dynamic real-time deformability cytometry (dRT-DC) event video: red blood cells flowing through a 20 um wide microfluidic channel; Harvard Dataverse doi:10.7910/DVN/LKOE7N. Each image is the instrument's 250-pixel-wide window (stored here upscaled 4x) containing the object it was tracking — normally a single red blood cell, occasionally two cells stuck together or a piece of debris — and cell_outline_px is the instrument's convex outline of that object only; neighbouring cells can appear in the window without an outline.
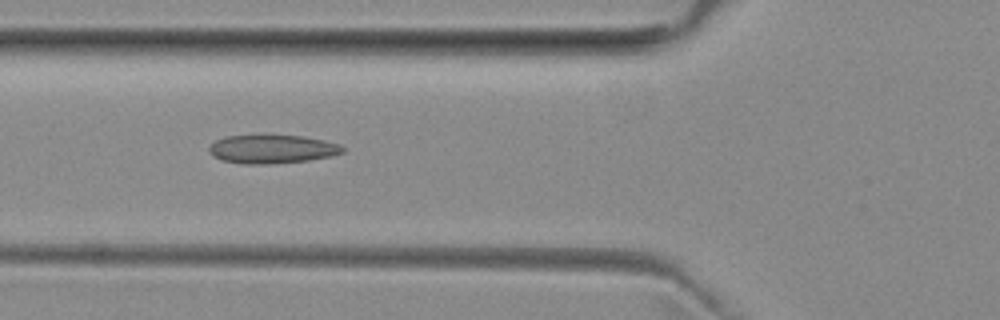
{"species": "common noctule bat (a hibernating species)", "species_latin": "Nyctalus noctula", "temperature_condition": "room temperature", "stored_images_in_passage": 49, "camera_frame_rate_fps": 3000, "um_per_image_px": 0.085, "animal": {"sex": "female", "body_mass_g": 29.2, "forearm_length_mm": 56.3}, "frame": {"image": 1, "passage_image": 16, "time_ms": 5.0, "image_size_px": [1000, 320], "cell_outline_px": [[344, 152], [332, 156], [308, 160], [272, 164], [240, 164], [224, 160], [212, 156], [208, 152], [208, 148], [216, 140], [224, 136], [300, 136], [324, 140], [340, 144], [344, 148]], "centroid_in_image_um": [23.13, 12.69], "position_along_channel_um": 102.7, "area_um2": 22.14}}
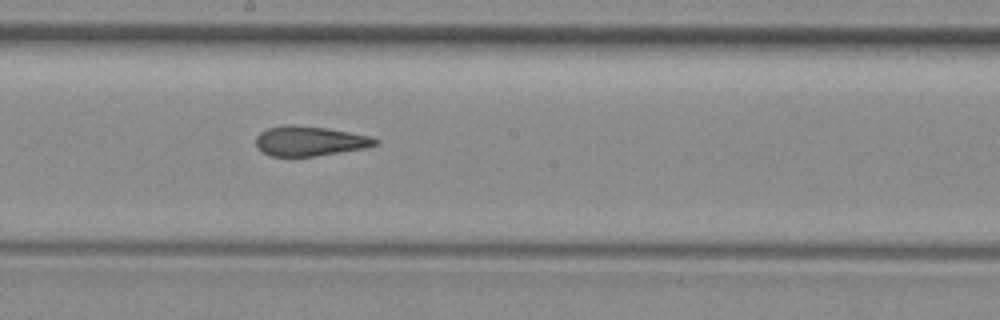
{"frame": {"image": 2, "passage_image": 25, "time_ms": 8.0, "image_size_px": [1000, 320], "cell_outline_px": [[380, 140], [376, 144], [364, 148], [316, 156], [268, 156], [256, 144], [256, 136], [260, 132], [268, 128], [328, 128], [372, 136]], "centroid_in_image_um": [26.39, 12.03], "position_along_channel_um": 221.8, "area_um2": 19.77}}
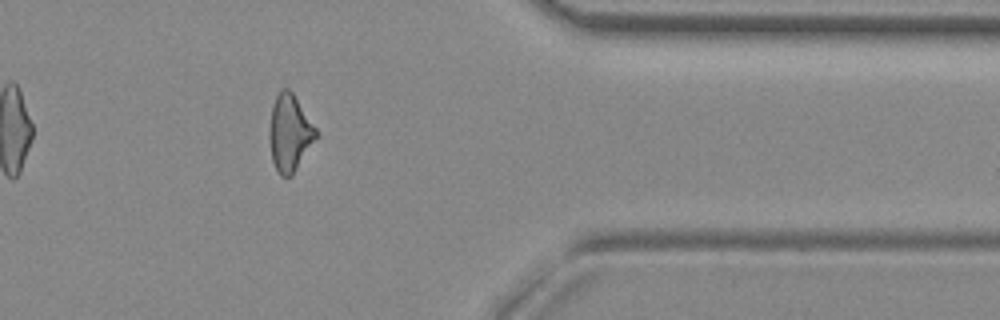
{"frame": {"image": 3, "passage_image": 39, "time_ms": 12.667, "image_size_px": [1000, 320], "cell_outline_px": [[316, 136], [292, 176], [280, 176], [272, 160], [268, 136], [268, 132], [272, 104], [280, 88], [288, 88], [292, 92], [316, 128]], "centroid_in_image_um": [24.57, 11.27], "position_along_channel_um": 386.8, "area_um2": 20.58}, "authors_computed_cell_mechanics": {"area_um2": 21.5594, "velocity_mm_per_s": 3.9776, "shape_relaxation_time_tau1_ms": null, "shape_relaxation_time_tau2_ms": 2.6111, "deformation_change_tau1": null, "deformation_change_tau2": 0.1166}}